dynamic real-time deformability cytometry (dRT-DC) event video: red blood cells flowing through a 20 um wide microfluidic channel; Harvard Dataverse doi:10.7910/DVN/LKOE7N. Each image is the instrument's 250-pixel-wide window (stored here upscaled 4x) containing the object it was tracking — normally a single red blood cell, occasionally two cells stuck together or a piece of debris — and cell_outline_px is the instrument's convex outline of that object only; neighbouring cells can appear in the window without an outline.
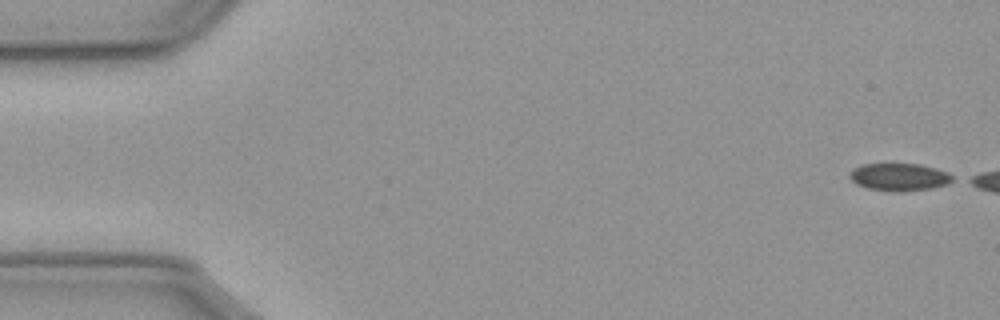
{"species": "common noctule bat (a hibernating species)", "species_latin": "Nyctalus noctula", "temperature_condition": "cold", "stored_images_in_passage": 12, "camera_frame_rate_fps": 3000, "um_per_image_px": 0.085, "animal": {"sex": "male", "body_mass_g": 23.1, "forearm_length_mm": 52.7}, "frame": {"image": 1, "passage_image": 1, "time_ms": 0.0, "image_size_px": [1000, 320], "cell_outline_px": [[956, 180], [948, 184], [932, 188], [900, 192], [896, 192], [868, 188], [856, 184], [848, 176], [856, 168], [864, 164], [920, 164], [936, 168], [948, 172], [956, 176]], "centroid_in_image_um": [76.53, 15.05], "position_along_channel_um": 8.5, "area_um2": 16.59}}